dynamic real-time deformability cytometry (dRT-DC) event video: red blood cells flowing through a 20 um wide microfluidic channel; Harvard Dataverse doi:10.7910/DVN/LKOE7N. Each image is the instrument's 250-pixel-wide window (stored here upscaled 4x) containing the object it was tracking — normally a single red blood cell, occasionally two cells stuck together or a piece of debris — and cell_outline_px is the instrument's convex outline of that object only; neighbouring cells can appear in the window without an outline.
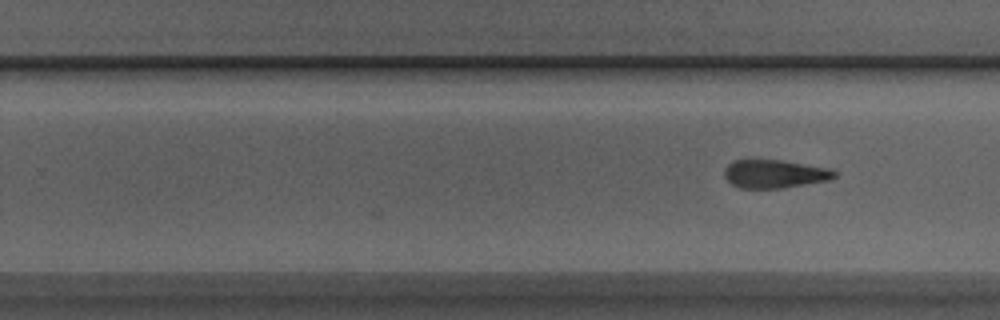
{"species": "Egyptian fruit bat (a non-hibernating species)", "species_latin": "Rousettus aegyptiacus", "temperature_condition": "room temperature", "stored_images_in_passage": 19, "camera_frame_rate_fps": 3000, "um_per_image_px": 0.085, "animal": {"sex": "male"}, "frame": {"image": 1, "passage_image": 19, "time_ms": 6.0, "image_size_px": [1000, 320], "cell_outline_px": [[836, 176], [828, 180], [780, 188], [740, 188], [732, 184], [724, 176], [724, 168], [732, 160], [780, 160], [832, 168], [836, 172]], "centroid_in_image_um": [65.83, 14.77], "position_along_channel_um": 264.0, "area_um2": 18.09}}